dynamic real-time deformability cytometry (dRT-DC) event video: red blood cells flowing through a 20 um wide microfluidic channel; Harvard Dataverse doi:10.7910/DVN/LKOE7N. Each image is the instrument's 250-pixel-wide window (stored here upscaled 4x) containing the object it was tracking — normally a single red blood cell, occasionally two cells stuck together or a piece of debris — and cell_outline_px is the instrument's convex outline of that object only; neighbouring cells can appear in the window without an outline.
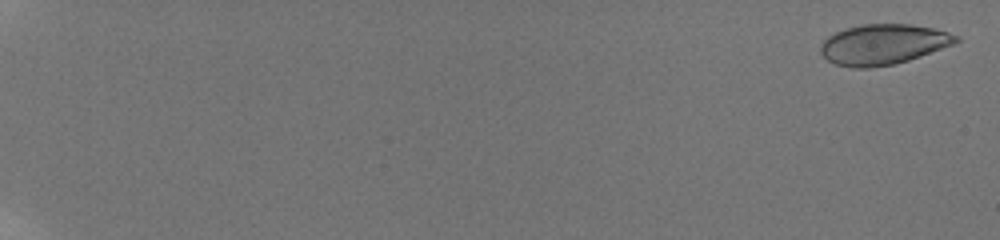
{"species": "human", "species_latin": "Homo sapiens", "temperature_condition": "room temperature", "stored_images_in_passage": 37, "camera_frame_rate_fps": 3000, "um_per_image_px": 0.085, "donor": {"sex": "male"}, "frame": {"image": 1, "passage_image": 2, "time_ms": 0.333, "image_size_px": [1000, 240], "cell_outline_px": [[960, 40], [956, 44], [908, 60], [892, 64], [868, 68], [852, 68], [836, 64], [828, 60], [820, 52], [820, 44], [828, 36], [844, 28], [860, 24], [912, 24], [932, 28], [948, 32], [960, 36]], "centroid_in_image_um": [75.08, 3.76], "position_along_channel_um": 9.9, "area_um2": 31.96}}
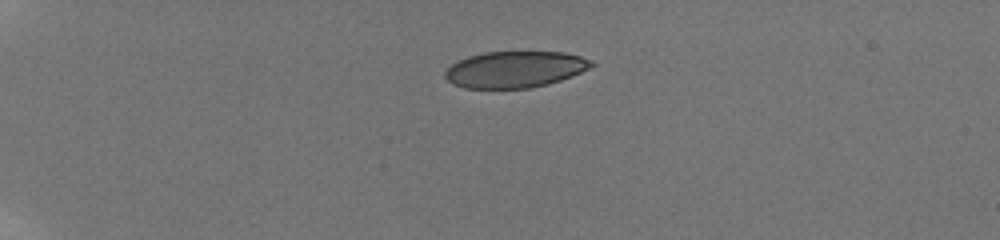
{"frame": {"image": 2, "passage_image": 15, "time_ms": 5.667, "image_size_px": [1000, 240], "cell_outline_px": [[596, 64], [572, 76], [548, 84], [528, 88], [464, 88], [452, 84], [444, 76], [444, 72], [456, 60], [468, 56], [484, 52], [564, 52], [580, 56], [592, 60]], "centroid_in_image_um": [43.75, 5.89], "position_along_channel_um": 41.3, "area_um2": 31.1}}
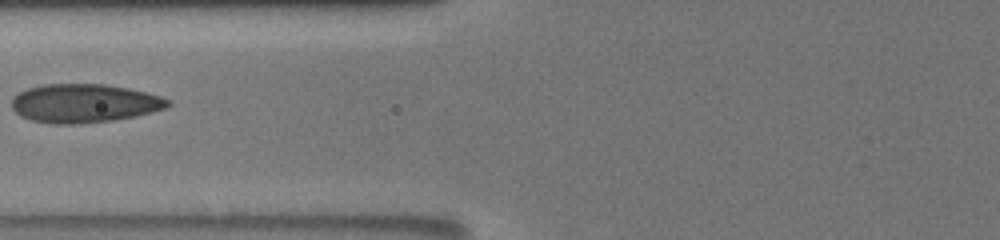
{"frame": {"image": 3, "passage_image": 31, "time_ms": 9.667, "image_size_px": [1000, 240], "cell_outline_px": [[172, 104], [164, 108], [152, 112], [136, 116], [112, 120], [80, 124], [52, 124], [32, 120], [20, 116], [12, 108], [12, 100], [20, 92], [28, 88], [40, 84], [104, 84], [128, 88], [160, 96], [172, 100]], "centroid_in_image_um": [7.17, 8.78], "position_along_channel_um": 118.6, "area_um2": 35.2}}